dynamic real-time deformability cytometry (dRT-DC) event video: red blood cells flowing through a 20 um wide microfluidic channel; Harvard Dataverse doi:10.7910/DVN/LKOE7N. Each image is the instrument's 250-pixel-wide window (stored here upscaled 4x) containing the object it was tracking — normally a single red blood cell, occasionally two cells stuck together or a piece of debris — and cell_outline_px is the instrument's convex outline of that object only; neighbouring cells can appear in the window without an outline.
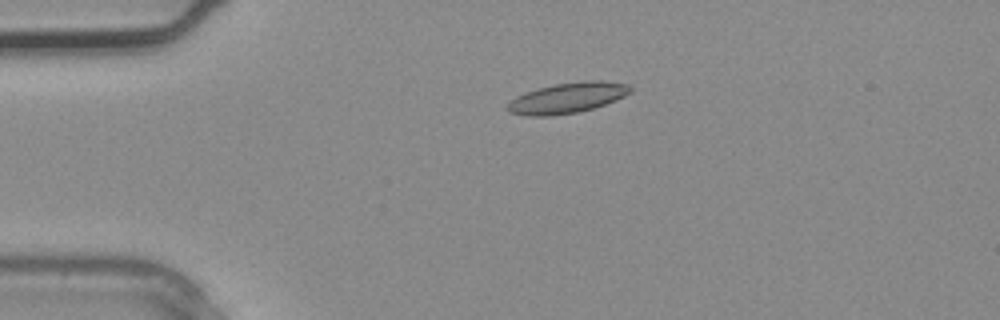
{"species": "common noctule bat (a hibernating species)", "species_latin": "Nyctalus noctula", "temperature_condition": "warm", "stored_images_in_passage": 4, "camera_frame_rate_fps": 3000, "um_per_image_px": 0.085, "animal": {"sex": "male", "body_mass_g": 20.4}, "frame": {"image": 1, "passage_image": 4, "time_ms": 1.0, "image_size_px": [1000, 320], "cell_outline_px": [[632, 92], [616, 100], [592, 108], [576, 112], [548, 116], [528, 116], [512, 112], [504, 108], [516, 96], [552, 84], [580, 80], [600, 80], [628, 84], [632, 88]], "centroid_in_image_um": [48.26, 8.3], "position_along_channel_um": 36.7, "area_um2": 21.73}}